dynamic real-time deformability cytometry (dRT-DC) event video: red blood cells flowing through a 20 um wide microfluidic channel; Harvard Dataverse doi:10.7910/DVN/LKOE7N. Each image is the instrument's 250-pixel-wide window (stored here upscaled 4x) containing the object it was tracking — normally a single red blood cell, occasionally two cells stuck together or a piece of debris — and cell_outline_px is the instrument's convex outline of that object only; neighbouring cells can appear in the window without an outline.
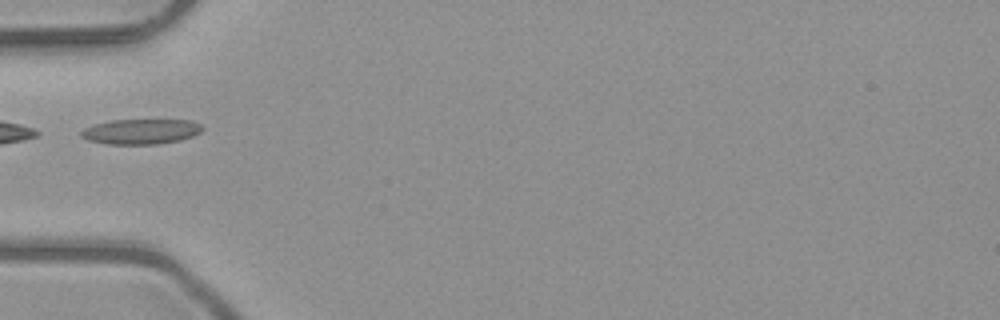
{"species": "common noctule bat (a hibernating species)", "species_latin": "Nyctalus noctula", "temperature_condition": "room temperature", "stored_images_in_passage": 2, "camera_frame_rate_fps": 3000, "um_per_image_px": 0.085, "animal": {"sex": "male", "body_mass_g": 23.1, "forearm_length_mm": 52.7}, "frame": {"image": 1, "passage_image": 2, "time_ms": 0.333, "image_size_px": [1000, 320], "cell_outline_px": [[204, 128], [200, 132], [192, 136], [180, 140], [160, 144], [104, 144], [88, 140], [80, 136], [80, 132], [84, 128], [96, 124], [112, 120], [192, 120], [200, 124]], "centroid_in_image_um": [11.98, 11.18], "position_along_channel_um": 73.0, "area_um2": 17.8}}